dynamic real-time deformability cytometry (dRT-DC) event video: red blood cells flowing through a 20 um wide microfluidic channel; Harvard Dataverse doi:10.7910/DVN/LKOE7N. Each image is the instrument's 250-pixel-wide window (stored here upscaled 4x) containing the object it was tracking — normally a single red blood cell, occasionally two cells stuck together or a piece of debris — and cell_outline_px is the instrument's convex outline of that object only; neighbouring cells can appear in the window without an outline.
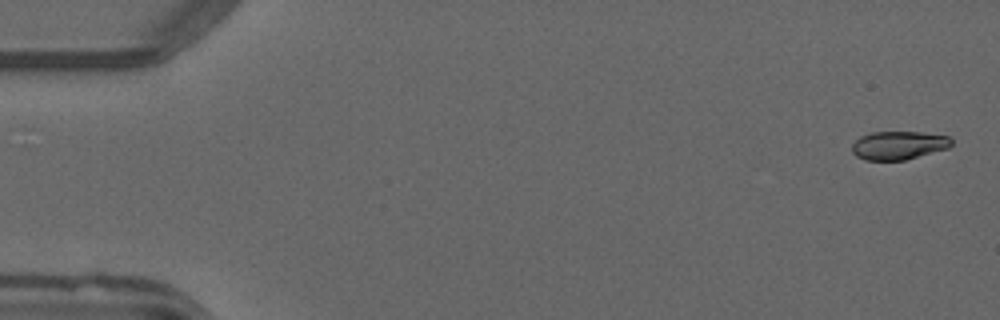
{"species": "common noctule bat (a hibernating species)", "species_latin": "Nyctalus noctula", "temperature_condition": "warm", "stored_images_in_passage": 34, "camera_frame_rate_fps": 3000, "um_per_image_px": 0.085, "animal": {"sex": "male", "forearm_length_mm": 52.5}, "frame": {"image": 1, "passage_image": 2, "time_ms": 0.333, "image_size_px": [1000, 320], "cell_outline_px": [[952, 144], [948, 148], [904, 160], [864, 160], [856, 156], [852, 152], [852, 144], [860, 136], [872, 132], [920, 132], [948, 136], [952, 140]], "centroid_in_image_um": [76.35, 12.35], "position_along_channel_um": 8.6, "area_um2": 16.42}}
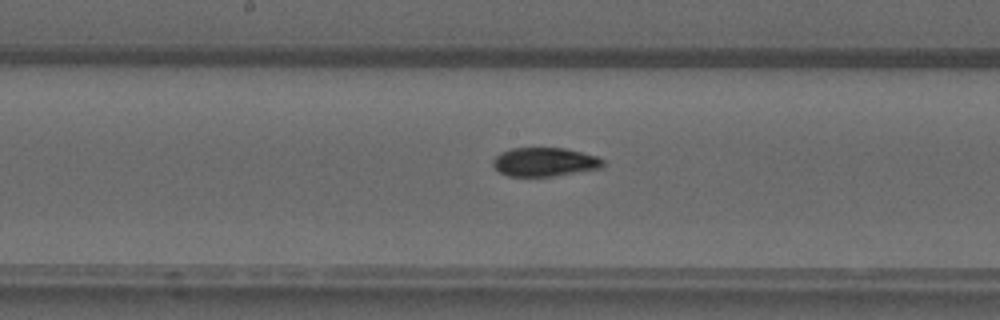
{"frame": {"image": 2, "passage_image": 27, "time_ms": 8.667, "image_size_px": [1000, 320], "cell_outline_px": [[604, 164], [600, 168], [552, 176], [508, 176], [500, 172], [492, 164], [492, 160], [500, 152], [512, 148], [564, 148], [596, 156], [604, 160]], "centroid_in_image_um": [46.26, 13.76], "position_along_channel_um": 201.9, "area_um2": 18.26}}
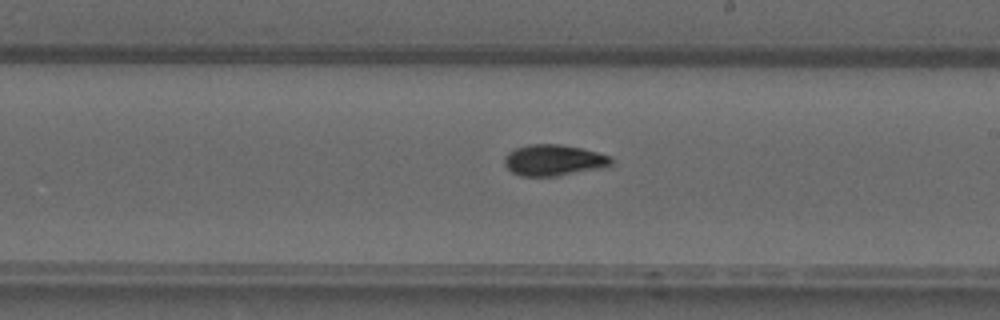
{"frame": {"image": 3, "passage_image": 30, "time_ms": 9.667, "image_size_px": [1000, 320], "cell_outline_px": [[612, 164], [608, 168], [556, 176], [520, 176], [512, 172], [504, 164], [504, 156], [508, 152], [516, 148], [528, 144], [560, 144], [580, 148], [612, 156]], "centroid_in_image_um": [47.09, 13.62], "position_along_channel_um": 241.9, "area_um2": 19.65}}